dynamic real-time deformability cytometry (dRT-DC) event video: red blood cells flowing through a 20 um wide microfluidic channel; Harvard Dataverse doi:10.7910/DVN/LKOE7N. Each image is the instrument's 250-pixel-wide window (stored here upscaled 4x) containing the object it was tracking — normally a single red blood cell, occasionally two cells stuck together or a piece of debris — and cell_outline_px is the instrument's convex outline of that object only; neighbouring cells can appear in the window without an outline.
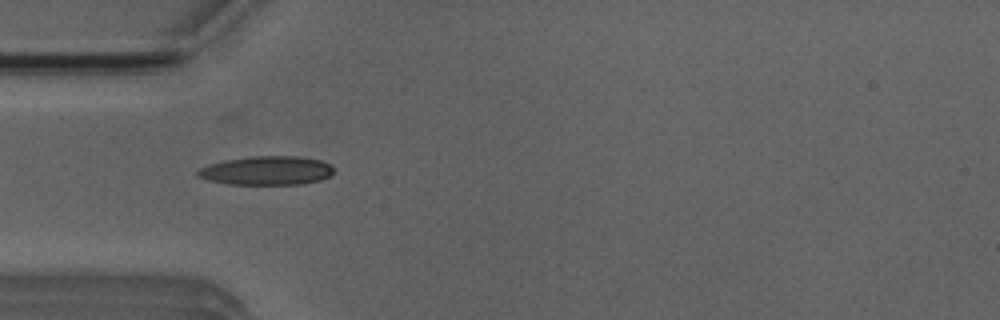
{"species": "Egyptian fruit bat (a non-hibernating species)", "species_latin": "Rousettus aegyptiacus", "temperature_condition": "room temperature", "stored_images_in_passage": 4, "camera_frame_rate_fps": 3000, "um_per_image_px": 0.085, "animal": {"sex": "male"}, "frame": {"image": 1, "passage_image": 2, "time_ms": 1.0, "image_size_px": [1000, 320], "cell_outline_px": [[332, 172], [328, 176], [320, 180], [300, 184], [228, 184], [208, 180], [196, 176], [196, 172], [200, 168], [212, 164], [228, 160], [252, 156], [296, 156], [320, 160], [328, 164], [332, 168]], "centroid_in_image_um": [22.64, 14.5], "position_along_channel_um": 62.4, "area_um2": 22.48}}